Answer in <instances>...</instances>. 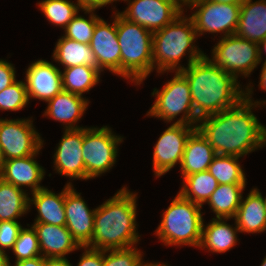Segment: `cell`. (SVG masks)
Instances as JSON below:
<instances>
[{
  "label": "cell",
  "mask_w": 266,
  "mask_h": 266,
  "mask_svg": "<svg viewBox=\"0 0 266 266\" xmlns=\"http://www.w3.org/2000/svg\"><path fill=\"white\" fill-rule=\"evenodd\" d=\"M250 87L247 86L244 98L236 106L199 119L197 129L216 154L242 157L266 145V127L251 111L262 103H253Z\"/></svg>",
  "instance_id": "1"
},
{
  "label": "cell",
  "mask_w": 266,
  "mask_h": 266,
  "mask_svg": "<svg viewBox=\"0 0 266 266\" xmlns=\"http://www.w3.org/2000/svg\"><path fill=\"white\" fill-rule=\"evenodd\" d=\"M180 72L186 77L196 116L216 114L236 106L244 98V90L233 75L214 64L207 55Z\"/></svg>",
  "instance_id": "2"
},
{
  "label": "cell",
  "mask_w": 266,
  "mask_h": 266,
  "mask_svg": "<svg viewBox=\"0 0 266 266\" xmlns=\"http://www.w3.org/2000/svg\"><path fill=\"white\" fill-rule=\"evenodd\" d=\"M126 187L95 209L94 234L86 246L98 250L133 247L139 241L136 232V199Z\"/></svg>",
  "instance_id": "3"
},
{
  "label": "cell",
  "mask_w": 266,
  "mask_h": 266,
  "mask_svg": "<svg viewBox=\"0 0 266 266\" xmlns=\"http://www.w3.org/2000/svg\"><path fill=\"white\" fill-rule=\"evenodd\" d=\"M182 15L183 12L163 29L153 32V69L157 66L158 73L182 70L177 65L186 51L190 53L188 66L205 55L192 44L197 38L192 18Z\"/></svg>",
  "instance_id": "4"
},
{
  "label": "cell",
  "mask_w": 266,
  "mask_h": 266,
  "mask_svg": "<svg viewBox=\"0 0 266 266\" xmlns=\"http://www.w3.org/2000/svg\"><path fill=\"white\" fill-rule=\"evenodd\" d=\"M117 39L121 48V77L136 85L153 72V33L116 13Z\"/></svg>",
  "instance_id": "5"
},
{
  "label": "cell",
  "mask_w": 266,
  "mask_h": 266,
  "mask_svg": "<svg viewBox=\"0 0 266 266\" xmlns=\"http://www.w3.org/2000/svg\"><path fill=\"white\" fill-rule=\"evenodd\" d=\"M201 207L178 193L162 214L155 234L167 246L199 247L203 224Z\"/></svg>",
  "instance_id": "6"
},
{
  "label": "cell",
  "mask_w": 266,
  "mask_h": 266,
  "mask_svg": "<svg viewBox=\"0 0 266 266\" xmlns=\"http://www.w3.org/2000/svg\"><path fill=\"white\" fill-rule=\"evenodd\" d=\"M175 73V76L163 86L161 91L154 88L152 95H156V100L147 116L171 122L183 112L182 118L174 123L197 126L199 118L193 109L189 82L180 71H175Z\"/></svg>",
  "instance_id": "7"
},
{
  "label": "cell",
  "mask_w": 266,
  "mask_h": 266,
  "mask_svg": "<svg viewBox=\"0 0 266 266\" xmlns=\"http://www.w3.org/2000/svg\"><path fill=\"white\" fill-rule=\"evenodd\" d=\"M122 137L112 133L111 128H84L82 157L85 165V180L107 172L116 162L117 146Z\"/></svg>",
  "instance_id": "8"
},
{
  "label": "cell",
  "mask_w": 266,
  "mask_h": 266,
  "mask_svg": "<svg viewBox=\"0 0 266 266\" xmlns=\"http://www.w3.org/2000/svg\"><path fill=\"white\" fill-rule=\"evenodd\" d=\"M258 44L237 35L222 37L212 50V62L236 79L248 77L260 63Z\"/></svg>",
  "instance_id": "9"
},
{
  "label": "cell",
  "mask_w": 266,
  "mask_h": 266,
  "mask_svg": "<svg viewBox=\"0 0 266 266\" xmlns=\"http://www.w3.org/2000/svg\"><path fill=\"white\" fill-rule=\"evenodd\" d=\"M240 6L223 4L210 0H200L192 3L189 7L196 9L192 18L197 37L204 32L224 33V37L235 35L240 17Z\"/></svg>",
  "instance_id": "10"
},
{
  "label": "cell",
  "mask_w": 266,
  "mask_h": 266,
  "mask_svg": "<svg viewBox=\"0 0 266 266\" xmlns=\"http://www.w3.org/2000/svg\"><path fill=\"white\" fill-rule=\"evenodd\" d=\"M31 119H0V147L4 160L35 154L43 146Z\"/></svg>",
  "instance_id": "11"
},
{
  "label": "cell",
  "mask_w": 266,
  "mask_h": 266,
  "mask_svg": "<svg viewBox=\"0 0 266 266\" xmlns=\"http://www.w3.org/2000/svg\"><path fill=\"white\" fill-rule=\"evenodd\" d=\"M127 9L119 14L126 20L137 23L152 33L163 29L177 18L184 9L179 0H124Z\"/></svg>",
  "instance_id": "12"
},
{
  "label": "cell",
  "mask_w": 266,
  "mask_h": 266,
  "mask_svg": "<svg viewBox=\"0 0 266 266\" xmlns=\"http://www.w3.org/2000/svg\"><path fill=\"white\" fill-rule=\"evenodd\" d=\"M197 126L173 123L159 137L153 152V169L156 177L181 164L186 142Z\"/></svg>",
  "instance_id": "13"
},
{
  "label": "cell",
  "mask_w": 266,
  "mask_h": 266,
  "mask_svg": "<svg viewBox=\"0 0 266 266\" xmlns=\"http://www.w3.org/2000/svg\"><path fill=\"white\" fill-rule=\"evenodd\" d=\"M66 227L80 247L87 246L94 234L95 209L89 210L87 204L71 183L65 186Z\"/></svg>",
  "instance_id": "14"
},
{
  "label": "cell",
  "mask_w": 266,
  "mask_h": 266,
  "mask_svg": "<svg viewBox=\"0 0 266 266\" xmlns=\"http://www.w3.org/2000/svg\"><path fill=\"white\" fill-rule=\"evenodd\" d=\"M89 45L102 71L108 69L121 76V48L117 39L116 13L112 25L102 18L96 23Z\"/></svg>",
  "instance_id": "15"
},
{
  "label": "cell",
  "mask_w": 266,
  "mask_h": 266,
  "mask_svg": "<svg viewBox=\"0 0 266 266\" xmlns=\"http://www.w3.org/2000/svg\"><path fill=\"white\" fill-rule=\"evenodd\" d=\"M83 140L84 128L65 129L54 154L55 169L60 175L85 180V165L82 157Z\"/></svg>",
  "instance_id": "16"
},
{
  "label": "cell",
  "mask_w": 266,
  "mask_h": 266,
  "mask_svg": "<svg viewBox=\"0 0 266 266\" xmlns=\"http://www.w3.org/2000/svg\"><path fill=\"white\" fill-rule=\"evenodd\" d=\"M62 71L51 62L38 60L32 63L26 71V90L28 99L43 101L55 97L62 89Z\"/></svg>",
  "instance_id": "17"
},
{
  "label": "cell",
  "mask_w": 266,
  "mask_h": 266,
  "mask_svg": "<svg viewBox=\"0 0 266 266\" xmlns=\"http://www.w3.org/2000/svg\"><path fill=\"white\" fill-rule=\"evenodd\" d=\"M40 149L33 155L5 160L0 171V178L14 186L21 188L28 186L36 192L44 188L40 182L44 178L45 170L34 160Z\"/></svg>",
  "instance_id": "18"
},
{
  "label": "cell",
  "mask_w": 266,
  "mask_h": 266,
  "mask_svg": "<svg viewBox=\"0 0 266 266\" xmlns=\"http://www.w3.org/2000/svg\"><path fill=\"white\" fill-rule=\"evenodd\" d=\"M40 251L44 258L65 257L68 253L82 247L73 239L66 226H57L46 223H34Z\"/></svg>",
  "instance_id": "19"
},
{
  "label": "cell",
  "mask_w": 266,
  "mask_h": 266,
  "mask_svg": "<svg viewBox=\"0 0 266 266\" xmlns=\"http://www.w3.org/2000/svg\"><path fill=\"white\" fill-rule=\"evenodd\" d=\"M48 103L44 116H49L56 121L63 122L66 130L80 129L83 127L74 124L81 119L88 107L89 101L84 97L61 91L55 97L46 101Z\"/></svg>",
  "instance_id": "20"
},
{
  "label": "cell",
  "mask_w": 266,
  "mask_h": 266,
  "mask_svg": "<svg viewBox=\"0 0 266 266\" xmlns=\"http://www.w3.org/2000/svg\"><path fill=\"white\" fill-rule=\"evenodd\" d=\"M235 35L257 44L266 38V0H246L240 6Z\"/></svg>",
  "instance_id": "21"
},
{
  "label": "cell",
  "mask_w": 266,
  "mask_h": 266,
  "mask_svg": "<svg viewBox=\"0 0 266 266\" xmlns=\"http://www.w3.org/2000/svg\"><path fill=\"white\" fill-rule=\"evenodd\" d=\"M216 155L208 140L196 129L188 138L181 161V176L207 171Z\"/></svg>",
  "instance_id": "22"
},
{
  "label": "cell",
  "mask_w": 266,
  "mask_h": 266,
  "mask_svg": "<svg viewBox=\"0 0 266 266\" xmlns=\"http://www.w3.org/2000/svg\"><path fill=\"white\" fill-rule=\"evenodd\" d=\"M234 219L241 233H261L266 230V209L263 196L257 188L252 189L245 200L241 199Z\"/></svg>",
  "instance_id": "23"
},
{
  "label": "cell",
  "mask_w": 266,
  "mask_h": 266,
  "mask_svg": "<svg viewBox=\"0 0 266 266\" xmlns=\"http://www.w3.org/2000/svg\"><path fill=\"white\" fill-rule=\"evenodd\" d=\"M32 196L33 198L29 199V205L33 203L38 211L34 223L66 226L65 188L61 193L55 194L44 187L33 192Z\"/></svg>",
  "instance_id": "24"
},
{
  "label": "cell",
  "mask_w": 266,
  "mask_h": 266,
  "mask_svg": "<svg viewBox=\"0 0 266 266\" xmlns=\"http://www.w3.org/2000/svg\"><path fill=\"white\" fill-rule=\"evenodd\" d=\"M228 218H213L207 226L202 224L199 248H207L211 252L225 253L237 243L236 233L240 232L237 225H229Z\"/></svg>",
  "instance_id": "25"
},
{
  "label": "cell",
  "mask_w": 266,
  "mask_h": 266,
  "mask_svg": "<svg viewBox=\"0 0 266 266\" xmlns=\"http://www.w3.org/2000/svg\"><path fill=\"white\" fill-rule=\"evenodd\" d=\"M53 59L65 68L88 65L96 68L100 73L102 72L89 44L80 43L64 36L58 39L55 45Z\"/></svg>",
  "instance_id": "26"
},
{
  "label": "cell",
  "mask_w": 266,
  "mask_h": 266,
  "mask_svg": "<svg viewBox=\"0 0 266 266\" xmlns=\"http://www.w3.org/2000/svg\"><path fill=\"white\" fill-rule=\"evenodd\" d=\"M246 184H219L207 203L216 218L233 219L241 203L242 192Z\"/></svg>",
  "instance_id": "27"
},
{
  "label": "cell",
  "mask_w": 266,
  "mask_h": 266,
  "mask_svg": "<svg viewBox=\"0 0 266 266\" xmlns=\"http://www.w3.org/2000/svg\"><path fill=\"white\" fill-rule=\"evenodd\" d=\"M24 191L0 178V221H16L27 213L30 198Z\"/></svg>",
  "instance_id": "28"
},
{
  "label": "cell",
  "mask_w": 266,
  "mask_h": 266,
  "mask_svg": "<svg viewBox=\"0 0 266 266\" xmlns=\"http://www.w3.org/2000/svg\"><path fill=\"white\" fill-rule=\"evenodd\" d=\"M183 185L179 193L193 203L203 206L216 190L218 181L208 172H198L183 178Z\"/></svg>",
  "instance_id": "29"
},
{
  "label": "cell",
  "mask_w": 266,
  "mask_h": 266,
  "mask_svg": "<svg viewBox=\"0 0 266 266\" xmlns=\"http://www.w3.org/2000/svg\"><path fill=\"white\" fill-rule=\"evenodd\" d=\"M61 73L63 91L79 96L94 87L100 79V72L88 65L64 68Z\"/></svg>",
  "instance_id": "30"
},
{
  "label": "cell",
  "mask_w": 266,
  "mask_h": 266,
  "mask_svg": "<svg viewBox=\"0 0 266 266\" xmlns=\"http://www.w3.org/2000/svg\"><path fill=\"white\" fill-rule=\"evenodd\" d=\"M238 156L216 154L208 167V172L218 184H246L245 173Z\"/></svg>",
  "instance_id": "31"
},
{
  "label": "cell",
  "mask_w": 266,
  "mask_h": 266,
  "mask_svg": "<svg viewBox=\"0 0 266 266\" xmlns=\"http://www.w3.org/2000/svg\"><path fill=\"white\" fill-rule=\"evenodd\" d=\"M48 21L63 29L78 14L80 5L68 0H43L38 3Z\"/></svg>",
  "instance_id": "32"
},
{
  "label": "cell",
  "mask_w": 266,
  "mask_h": 266,
  "mask_svg": "<svg viewBox=\"0 0 266 266\" xmlns=\"http://www.w3.org/2000/svg\"><path fill=\"white\" fill-rule=\"evenodd\" d=\"M83 11H85L86 14L91 13L89 19L76 15L66 26L64 37L80 43L90 44L96 23L101 18L93 13L95 9H83Z\"/></svg>",
  "instance_id": "33"
},
{
  "label": "cell",
  "mask_w": 266,
  "mask_h": 266,
  "mask_svg": "<svg viewBox=\"0 0 266 266\" xmlns=\"http://www.w3.org/2000/svg\"><path fill=\"white\" fill-rule=\"evenodd\" d=\"M13 253L16 256V262L23 259H32L42 256L37 233L33 226L31 228H22L13 247Z\"/></svg>",
  "instance_id": "34"
},
{
  "label": "cell",
  "mask_w": 266,
  "mask_h": 266,
  "mask_svg": "<svg viewBox=\"0 0 266 266\" xmlns=\"http://www.w3.org/2000/svg\"><path fill=\"white\" fill-rule=\"evenodd\" d=\"M29 102L26 84L16 81L0 92V110L19 111Z\"/></svg>",
  "instance_id": "35"
},
{
  "label": "cell",
  "mask_w": 266,
  "mask_h": 266,
  "mask_svg": "<svg viewBox=\"0 0 266 266\" xmlns=\"http://www.w3.org/2000/svg\"><path fill=\"white\" fill-rule=\"evenodd\" d=\"M110 252L108 255L106 253ZM106 254V255H105ZM142 260V253L137 248L103 250V266H147Z\"/></svg>",
  "instance_id": "36"
},
{
  "label": "cell",
  "mask_w": 266,
  "mask_h": 266,
  "mask_svg": "<svg viewBox=\"0 0 266 266\" xmlns=\"http://www.w3.org/2000/svg\"><path fill=\"white\" fill-rule=\"evenodd\" d=\"M22 228L18 221H0V250L13 249Z\"/></svg>",
  "instance_id": "37"
},
{
  "label": "cell",
  "mask_w": 266,
  "mask_h": 266,
  "mask_svg": "<svg viewBox=\"0 0 266 266\" xmlns=\"http://www.w3.org/2000/svg\"><path fill=\"white\" fill-rule=\"evenodd\" d=\"M14 66L6 60L0 59V92L16 82Z\"/></svg>",
  "instance_id": "38"
},
{
  "label": "cell",
  "mask_w": 266,
  "mask_h": 266,
  "mask_svg": "<svg viewBox=\"0 0 266 266\" xmlns=\"http://www.w3.org/2000/svg\"><path fill=\"white\" fill-rule=\"evenodd\" d=\"M84 248V253L77 266H103V250Z\"/></svg>",
  "instance_id": "39"
},
{
  "label": "cell",
  "mask_w": 266,
  "mask_h": 266,
  "mask_svg": "<svg viewBox=\"0 0 266 266\" xmlns=\"http://www.w3.org/2000/svg\"><path fill=\"white\" fill-rule=\"evenodd\" d=\"M117 0H77L81 9H97ZM119 1V0H118Z\"/></svg>",
  "instance_id": "40"
},
{
  "label": "cell",
  "mask_w": 266,
  "mask_h": 266,
  "mask_svg": "<svg viewBox=\"0 0 266 266\" xmlns=\"http://www.w3.org/2000/svg\"><path fill=\"white\" fill-rule=\"evenodd\" d=\"M45 258L43 256H37L32 259H23L15 262L14 266H44Z\"/></svg>",
  "instance_id": "41"
},
{
  "label": "cell",
  "mask_w": 266,
  "mask_h": 266,
  "mask_svg": "<svg viewBox=\"0 0 266 266\" xmlns=\"http://www.w3.org/2000/svg\"><path fill=\"white\" fill-rule=\"evenodd\" d=\"M44 266H72L65 257H47Z\"/></svg>",
  "instance_id": "42"
},
{
  "label": "cell",
  "mask_w": 266,
  "mask_h": 266,
  "mask_svg": "<svg viewBox=\"0 0 266 266\" xmlns=\"http://www.w3.org/2000/svg\"><path fill=\"white\" fill-rule=\"evenodd\" d=\"M259 86L261 89L266 90V62L262 65V71L260 74V83ZM266 101H263V104H265Z\"/></svg>",
  "instance_id": "43"
},
{
  "label": "cell",
  "mask_w": 266,
  "mask_h": 266,
  "mask_svg": "<svg viewBox=\"0 0 266 266\" xmlns=\"http://www.w3.org/2000/svg\"><path fill=\"white\" fill-rule=\"evenodd\" d=\"M8 257L4 251L0 250V266H11Z\"/></svg>",
  "instance_id": "44"
},
{
  "label": "cell",
  "mask_w": 266,
  "mask_h": 266,
  "mask_svg": "<svg viewBox=\"0 0 266 266\" xmlns=\"http://www.w3.org/2000/svg\"><path fill=\"white\" fill-rule=\"evenodd\" d=\"M223 4H234V5H242L246 0H210Z\"/></svg>",
  "instance_id": "45"
},
{
  "label": "cell",
  "mask_w": 266,
  "mask_h": 266,
  "mask_svg": "<svg viewBox=\"0 0 266 266\" xmlns=\"http://www.w3.org/2000/svg\"><path fill=\"white\" fill-rule=\"evenodd\" d=\"M258 49H259V60H260V62L262 61V50L264 49V51H265V53H266V38L265 39H263L262 41H260L259 43H258ZM263 47V48H262ZM265 62H266V59H265Z\"/></svg>",
  "instance_id": "46"
},
{
  "label": "cell",
  "mask_w": 266,
  "mask_h": 266,
  "mask_svg": "<svg viewBox=\"0 0 266 266\" xmlns=\"http://www.w3.org/2000/svg\"><path fill=\"white\" fill-rule=\"evenodd\" d=\"M200 0H179L180 6L182 8L183 5L190 6L192 3H195Z\"/></svg>",
  "instance_id": "47"
},
{
  "label": "cell",
  "mask_w": 266,
  "mask_h": 266,
  "mask_svg": "<svg viewBox=\"0 0 266 266\" xmlns=\"http://www.w3.org/2000/svg\"><path fill=\"white\" fill-rule=\"evenodd\" d=\"M4 161L5 160L3 158L2 150H1V147H0V171L2 169V166H3Z\"/></svg>",
  "instance_id": "48"
},
{
  "label": "cell",
  "mask_w": 266,
  "mask_h": 266,
  "mask_svg": "<svg viewBox=\"0 0 266 266\" xmlns=\"http://www.w3.org/2000/svg\"><path fill=\"white\" fill-rule=\"evenodd\" d=\"M147 266H168L166 264L161 263H148Z\"/></svg>",
  "instance_id": "49"
},
{
  "label": "cell",
  "mask_w": 266,
  "mask_h": 266,
  "mask_svg": "<svg viewBox=\"0 0 266 266\" xmlns=\"http://www.w3.org/2000/svg\"><path fill=\"white\" fill-rule=\"evenodd\" d=\"M261 266H266V257L264 258L263 262L261 263Z\"/></svg>",
  "instance_id": "50"
},
{
  "label": "cell",
  "mask_w": 266,
  "mask_h": 266,
  "mask_svg": "<svg viewBox=\"0 0 266 266\" xmlns=\"http://www.w3.org/2000/svg\"><path fill=\"white\" fill-rule=\"evenodd\" d=\"M263 200H264V206H265V209H266V197L263 198Z\"/></svg>",
  "instance_id": "51"
}]
</instances>
